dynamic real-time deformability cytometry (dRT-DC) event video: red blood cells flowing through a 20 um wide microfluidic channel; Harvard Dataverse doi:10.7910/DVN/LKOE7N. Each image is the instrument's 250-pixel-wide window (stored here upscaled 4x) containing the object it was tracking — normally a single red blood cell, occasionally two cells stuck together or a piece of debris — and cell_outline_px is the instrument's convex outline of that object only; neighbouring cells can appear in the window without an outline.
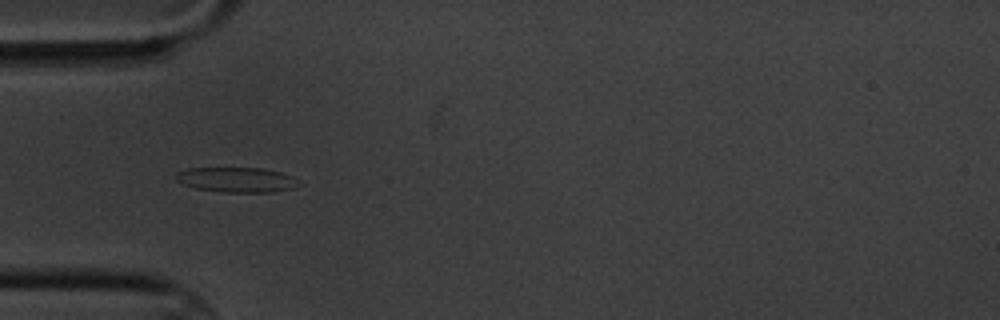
{"species": "common noctule bat (a hibernating species)", "species_latin": "Nyctalus noctula", "temperature_condition": "cold", "stored_images_in_passage": 2, "camera_frame_rate_fps": 3000, "um_per_image_px": 0.085, "animal": {"sex": "male", "body_mass_g": 20.1, "forearm_length_mm": 53.5}, "frame": {"image": 1, "passage_image": 1, "time_ms": 0.0, "image_size_px": [1000, 320], "cell_outline_px": [[300, 184], [292, 188], [272, 192], [220, 192], [196, 188], [180, 184], [176, 180], [176, 172], [188, 168], [264, 168], [280, 172], [292, 176], [300, 180]], "centroid_in_image_um": [20.1, 15.28], "position_along_channel_um": 64.9, "area_um2": 18.03}}
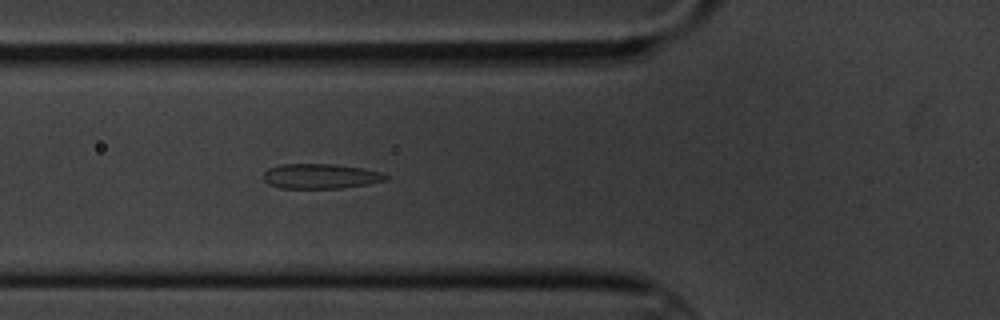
{"frame": {"image": 2, "passage_image": 2, "time_ms": 1.0, "image_size_px": [1000, 320], "cell_outline_px": [[388, 180], [368, 184], [340, 188], [280, 188], [268, 184], [264, 180], [264, 172], [268, 168], [280, 164], [336, 164], [360, 168], [380, 172], [388, 176]], "centroid_in_image_um": [27.22, 14.98], "position_along_channel_um": 98.6, "area_um2": 17.74}}